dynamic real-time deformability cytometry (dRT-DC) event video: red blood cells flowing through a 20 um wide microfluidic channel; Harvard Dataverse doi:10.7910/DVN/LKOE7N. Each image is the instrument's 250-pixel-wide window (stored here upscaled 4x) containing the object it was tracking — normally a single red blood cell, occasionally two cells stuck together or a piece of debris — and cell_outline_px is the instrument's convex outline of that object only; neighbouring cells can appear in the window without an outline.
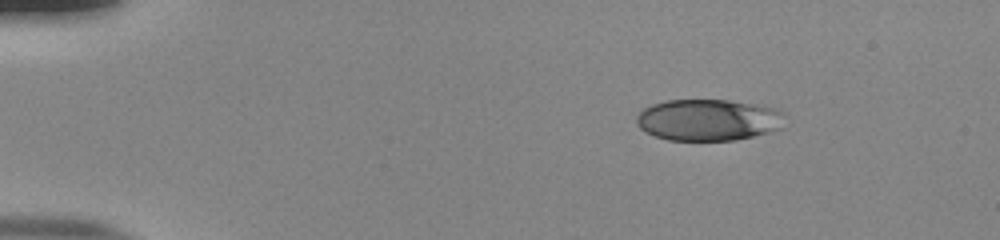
{"species": "human", "species_latin": "Homo sapiens", "temperature_condition": "room temperature", "stored_images_in_passage": 46, "camera_frame_rate_fps": 3000, "um_per_image_px": 0.085, "donor": {"sex": "male"}, "frame": {"image": 1, "passage_image": 1, "time_ms": 0.0, "image_size_px": [1000, 240], "cell_outline_px": [[784, 128], [736, 140], [668, 140], [644, 132], [636, 124], [636, 116], [644, 108], [652, 104], [668, 100], [728, 100], [756, 104], [776, 108], [784, 112]], "centroid_in_image_um": [60.22, 10.19], "position_along_channel_um": 24.8, "area_um2": 36.18}}
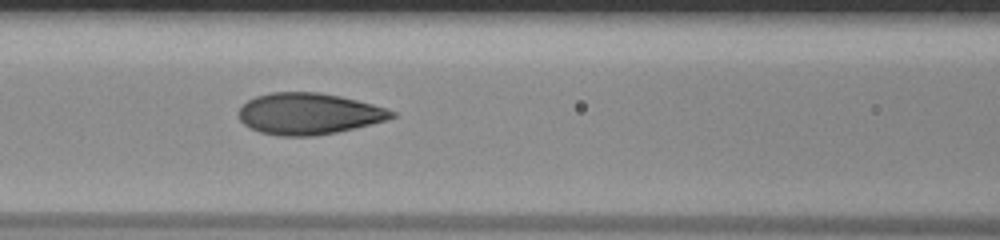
{"frame": {"image": 2, "passage_image": 17, "time_ms": 5.333, "image_size_px": [1000, 240], "cell_outline_px": [[396, 116], [388, 120], [336, 132], [316, 136], [280, 136], [260, 132], [244, 124], [240, 120], [236, 112], [248, 100], [256, 96], [272, 92], [316, 92], [340, 96], [372, 104], [396, 112]], "centroid_in_image_um": [26.22, 9.67], "position_along_channel_um": 140.4, "area_um2": 36.82}}
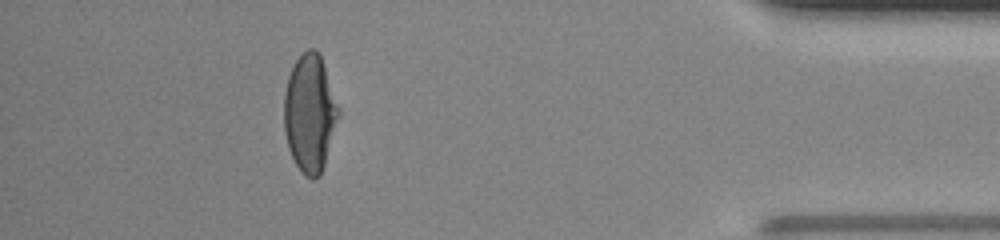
{"frame": {"image": 3, "passage_image": 41, "time_ms": 13.333, "image_size_px": [1000, 240], "cell_outline_px": [[340, 116], [320, 176], [312, 180], [304, 176], [300, 172], [288, 148], [284, 128], [284, 92], [288, 76], [296, 60], [308, 48], [316, 48], [320, 52], [340, 108]], "centroid_in_image_um": [26.35, 9.62], "position_along_channel_um": 408.9, "area_um2": 37.74}, "authors_computed_cell_mechanics": {"area_um2": 36.8475, "velocity_mm_per_s": 3.9044, "shape_relaxation_time_tau1_ms": 6.978, "shape_relaxation_time_tau2_ms": null, "deformation_change_tau1": 0.2401, "deformation_change_tau2": null}}